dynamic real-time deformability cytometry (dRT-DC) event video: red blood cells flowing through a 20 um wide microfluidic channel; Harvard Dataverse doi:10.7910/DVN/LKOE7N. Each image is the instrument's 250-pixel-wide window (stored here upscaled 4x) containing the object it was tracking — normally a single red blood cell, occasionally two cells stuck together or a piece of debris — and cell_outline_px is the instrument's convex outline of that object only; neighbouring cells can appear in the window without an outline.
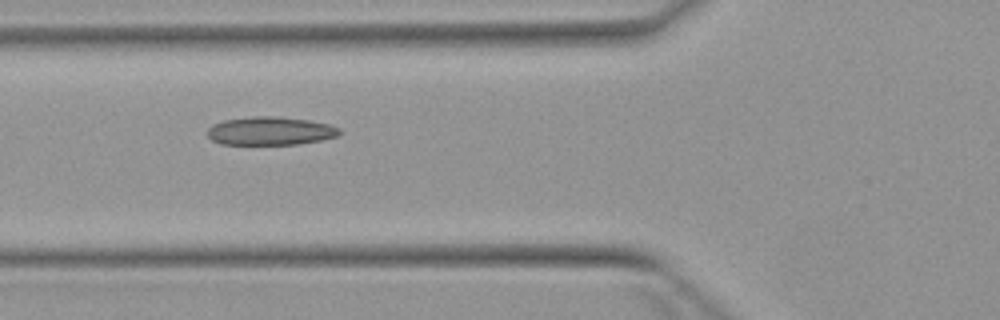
{"species": "Egyptian fruit bat (a non-hibernating species)", "species_latin": "Rousettus aegyptiacus", "temperature_condition": "warm", "stored_images_in_passage": 3, "camera_frame_rate_fps": 3000, "um_per_image_px": 0.085, "animal": {"sex": "female"}, "frame": {"image": 1, "passage_image": 2, "time_ms": 1.0, "image_size_px": [1000, 320], "cell_outline_px": [[340, 132], [336, 136], [320, 140], [296, 144], [220, 144], [212, 140], [208, 136], [208, 128], [212, 124], [224, 120], [252, 116], [280, 116], [308, 120], [328, 124], [340, 128]], "centroid_in_image_um": [22.94, 11.12], "position_along_channel_um": 102.9, "area_um2": 21.73}}
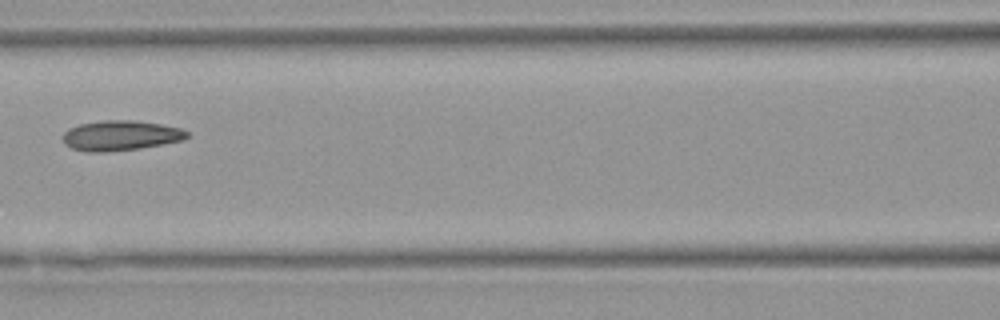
{"frame": {"image": 2, "passage_image": 3, "time_ms": 2.333, "image_size_px": [1000, 320], "cell_outline_px": [[188, 136], [184, 140], [140, 148], [104, 152], [88, 152], [72, 148], [64, 144], [64, 132], [68, 128], [80, 124], [104, 120], [132, 120], [160, 124], [180, 128], [188, 132]], "centroid_in_image_um": [10.24, 11.52], "position_along_channel_um": 156.4, "area_um2": 21.62}}